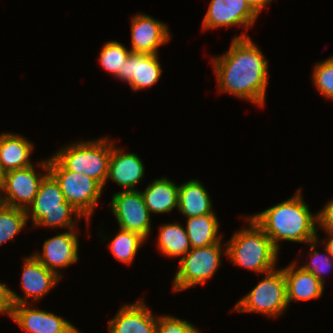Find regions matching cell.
<instances>
[{"instance_id":"1","label":"cell","mask_w":333,"mask_h":333,"mask_svg":"<svg viewBox=\"0 0 333 333\" xmlns=\"http://www.w3.org/2000/svg\"><path fill=\"white\" fill-rule=\"evenodd\" d=\"M252 39L234 36L227 52L212 58L220 92L264 106L268 81V60Z\"/></svg>"},{"instance_id":"4","label":"cell","mask_w":333,"mask_h":333,"mask_svg":"<svg viewBox=\"0 0 333 333\" xmlns=\"http://www.w3.org/2000/svg\"><path fill=\"white\" fill-rule=\"evenodd\" d=\"M26 216L27 221L31 218L32 227L64 229H77L74 221L83 218L81 213L65 201L58 182L50 173L41 181L37 195L26 210Z\"/></svg>"},{"instance_id":"17","label":"cell","mask_w":333,"mask_h":333,"mask_svg":"<svg viewBox=\"0 0 333 333\" xmlns=\"http://www.w3.org/2000/svg\"><path fill=\"white\" fill-rule=\"evenodd\" d=\"M157 315L153 316L143 300L123 305L108 322L109 333H156Z\"/></svg>"},{"instance_id":"28","label":"cell","mask_w":333,"mask_h":333,"mask_svg":"<svg viewBox=\"0 0 333 333\" xmlns=\"http://www.w3.org/2000/svg\"><path fill=\"white\" fill-rule=\"evenodd\" d=\"M313 84L327 99H333V56L316 63L313 70Z\"/></svg>"},{"instance_id":"31","label":"cell","mask_w":333,"mask_h":333,"mask_svg":"<svg viewBox=\"0 0 333 333\" xmlns=\"http://www.w3.org/2000/svg\"><path fill=\"white\" fill-rule=\"evenodd\" d=\"M317 219L318 228L322 227L326 233H333V199L317 213Z\"/></svg>"},{"instance_id":"11","label":"cell","mask_w":333,"mask_h":333,"mask_svg":"<svg viewBox=\"0 0 333 333\" xmlns=\"http://www.w3.org/2000/svg\"><path fill=\"white\" fill-rule=\"evenodd\" d=\"M259 12L246 0H211L204 16L203 30L219 27L253 26Z\"/></svg>"},{"instance_id":"21","label":"cell","mask_w":333,"mask_h":333,"mask_svg":"<svg viewBox=\"0 0 333 333\" xmlns=\"http://www.w3.org/2000/svg\"><path fill=\"white\" fill-rule=\"evenodd\" d=\"M141 193L150 214L169 213L178 208L179 186L166 177L155 179Z\"/></svg>"},{"instance_id":"16","label":"cell","mask_w":333,"mask_h":333,"mask_svg":"<svg viewBox=\"0 0 333 333\" xmlns=\"http://www.w3.org/2000/svg\"><path fill=\"white\" fill-rule=\"evenodd\" d=\"M158 54L130 52L126 62L115 76L128 82L133 91L152 87L161 77L162 68Z\"/></svg>"},{"instance_id":"35","label":"cell","mask_w":333,"mask_h":333,"mask_svg":"<svg viewBox=\"0 0 333 333\" xmlns=\"http://www.w3.org/2000/svg\"><path fill=\"white\" fill-rule=\"evenodd\" d=\"M3 177H4V173L0 167V185L2 184V181H3Z\"/></svg>"},{"instance_id":"10","label":"cell","mask_w":333,"mask_h":333,"mask_svg":"<svg viewBox=\"0 0 333 333\" xmlns=\"http://www.w3.org/2000/svg\"><path fill=\"white\" fill-rule=\"evenodd\" d=\"M111 210L120 229L140 234L146 240L151 232V215L141 190H123L113 194Z\"/></svg>"},{"instance_id":"23","label":"cell","mask_w":333,"mask_h":333,"mask_svg":"<svg viewBox=\"0 0 333 333\" xmlns=\"http://www.w3.org/2000/svg\"><path fill=\"white\" fill-rule=\"evenodd\" d=\"M185 230L191 248H200L217 244L222 236L219 232V222L216 214H204L187 218Z\"/></svg>"},{"instance_id":"34","label":"cell","mask_w":333,"mask_h":333,"mask_svg":"<svg viewBox=\"0 0 333 333\" xmlns=\"http://www.w3.org/2000/svg\"><path fill=\"white\" fill-rule=\"evenodd\" d=\"M249 2L259 13L267 5L263 0H246Z\"/></svg>"},{"instance_id":"25","label":"cell","mask_w":333,"mask_h":333,"mask_svg":"<svg viewBox=\"0 0 333 333\" xmlns=\"http://www.w3.org/2000/svg\"><path fill=\"white\" fill-rule=\"evenodd\" d=\"M146 239L140 234L120 229L109 244L113 256L126 264H131L138 249Z\"/></svg>"},{"instance_id":"13","label":"cell","mask_w":333,"mask_h":333,"mask_svg":"<svg viewBox=\"0 0 333 333\" xmlns=\"http://www.w3.org/2000/svg\"><path fill=\"white\" fill-rule=\"evenodd\" d=\"M77 229L60 233L44 241L42 252H36L33 256L39 260L47 269L58 272L59 268H67L79 259V240Z\"/></svg>"},{"instance_id":"5","label":"cell","mask_w":333,"mask_h":333,"mask_svg":"<svg viewBox=\"0 0 333 333\" xmlns=\"http://www.w3.org/2000/svg\"><path fill=\"white\" fill-rule=\"evenodd\" d=\"M113 143L106 137L96 141L75 142L61 148L53 156L68 171L83 173L98 181L104 187L107 183Z\"/></svg>"},{"instance_id":"36","label":"cell","mask_w":333,"mask_h":333,"mask_svg":"<svg viewBox=\"0 0 333 333\" xmlns=\"http://www.w3.org/2000/svg\"><path fill=\"white\" fill-rule=\"evenodd\" d=\"M266 4H270L271 2H273V0H263Z\"/></svg>"},{"instance_id":"14","label":"cell","mask_w":333,"mask_h":333,"mask_svg":"<svg viewBox=\"0 0 333 333\" xmlns=\"http://www.w3.org/2000/svg\"><path fill=\"white\" fill-rule=\"evenodd\" d=\"M29 304L15 305L12 319L28 333H80L63 317L52 312L31 308Z\"/></svg>"},{"instance_id":"6","label":"cell","mask_w":333,"mask_h":333,"mask_svg":"<svg viewBox=\"0 0 333 333\" xmlns=\"http://www.w3.org/2000/svg\"><path fill=\"white\" fill-rule=\"evenodd\" d=\"M49 173L58 182L65 201L90 221L103 186L93 178L68 171L53 155L48 159Z\"/></svg>"},{"instance_id":"30","label":"cell","mask_w":333,"mask_h":333,"mask_svg":"<svg viewBox=\"0 0 333 333\" xmlns=\"http://www.w3.org/2000/svg\"><path fill=\"white\" fill-rule=\"evenodd\" d=\"M156 333H200L190 322L175 316H157Z\"/></svg>"},{"instance_id":"15","label":"cell","mask_w":333,"mask_h":333,"mask_svg":"<svg viewBox=\"0 0 333 333\" xmlns=\"http://www.w3.org/2000/svg\"><path fill=\"white\" fill-rule=\"evenodd\" d=\"M168 25L155 18L137 13L131 17V51L158 54V48L170 40Z\"/></svg>"},{"instance_id":"27","label":"cell","mask_w":333,"mask_h":333,"mask_svg":"<svg viewBox=\"0 0 333 333\" xmlns=\"http://www.w3.org/2000/svg\"><path fill=\"white\" fill-rule=\"evenodd\" d=\"M131 50L117 41L104 44L99 54V62L109 73L116 76L130 55Z\"/></svg>"},{"instance_id":"12","label":"cell","mask_w":333,"mask_h":333,"mask_svg":"<svg viewBox=\"0 0 333 333\" xmlns=\"http://www.w3.org/2000/svg\"><path fill=\"white\" fill-rule=\"evenodd\" d=\"M23 262V271L21 277V287L24 292L25 298L17 295L12 290V296L15 305L29 304V297L31 301H39L59 282L61 277L55 272L47 269L39 260L33 255L25 257Z\"/></svg>"},{"instance_id":"22","label":"cell","mask_w":333,"mask_h":333,"mask_svg":"<svg viewBox=\"0 0 333 333\" xmlns=\"http://www.w3.org/2000/svg\"><path fill=\"white\" fill-rule=\"evenodd\" d=\"M178 211L184 218L214 213L212 201L199 180L192 179L179 186Z\"/></svg>"},{"instance_id":"20","label":"cell","mask_w":333,"mask_h":333,"mask_svg":"<svg viewBox=\"0 0 333 333\" xmlns=\"http://www.w3.org/2000/svg\"><path fill=\"white\" fill-rule=\"evenodd\" d=\"M33 144L25 137L14 133L0 134V167L3 173L27 168L33 163L29 160Z\"/></svg>"},{"instance_id":"32","label":"cell","mask_w":333,"mask_h":333,"mask_svg":"<svg viewBox=\"0 0 333 333\" xmlns=\"http://www.w3.org/2000/svg\"><path fill=\"white\" fill-rule=\"evenodd\" d=\"M14 308L15 303L12 296V289L0 282V313L9 315L11 318Z\"/></svg>"},{"instance_id":"24","label":"cell","mask_w":333,"mask_h":333,"mask_svg":"<svg viewBox=\"0 0 333 333\" xmlns=\"http://www.w3.org/2000/svg\"><path fill=\"white\" fill-rule=\"evenodd\" d=\"M157 249L168 257H183L190 249L187 232L180 223H167L159 228Z\"/></svg>"},{"instance_id":"2","label":"cell","mask_w":333,"mask_h":333,"mask_svg":"<svg viewBox=\"0 0 333 333\" xmlns=\"http://www.w3.org/2000/svg\"><path fill=\"white\" fill-rule=\"evenodd\" d=\"M301 195L300 188L288 200L250 216L278 251L279 241L308 244L317 238V213H311Z\"/></svg>"},{"instance_id":"26","label":"cell","mask_w":333,"mask_h":333,"mask_svg":"<svg viewBox=\"0 0 333 333\" xmlns=\"http://www.w3.org/2000/svg\"><path fill=\"white\" fill-rule=\"evenodd\" d=\"M27 222L26 210L0 203V246L12 241Z\"/></svg>"},{"instance_id":"3","label":"cell","mask_w":333,"mask_h":333,"mask_svg":"<svg viewBox=\"0 0 333 333\" xmlns=\"http://www.w3.org/2000/svg\"><path fill=\"white\" fill-rule=\"evenodd\" d=\"M248 226L233 234L225 243L227 257L235 265L259 273H268L275 269L278 251L272 240L249 216Z\"/></svg>"},{"instance_id":"33","label":"cell","mask_w":333,"mask_h":333,"mask_svg":"<svg viewBox=\"0 0 333 333\" xmlns=\"http://www.w3.org/2000/svg\"><path fill=\"white\" fill-rule=\"evenodd\" d=\"M328 234V240H323L324 247L326 248L327 252L333 257V233H327Z\"/></svg>"},{"instance_id":"29","label":"cell","mask_w":333,"mask_h":333,"mask_svg":"<svg viewBox=\"0 0 333 333\" xmlns=\"http://www.w3.org/2000/svg\"><path fill=\"white\" fill-rule=\"evenodd\" d=\"M318 235L317 238L310 241L308 243L310 245V252L308 253L311 256L310 263L304 264L301 268L304 271L312 273L321 283L324 284L325 280L322 275L325 274L327 269H332L333 267V257L327 252L325 248V254H321L320 252L316 251V246L318 244ZM329 271V270H328Z\"/></svg>"},{"instance_id":"19","label":"cell","mask_w":333,"mask_h":333,"mask_svg":"<svg viewBox=\"0 0 333 333\" xmlns=\"http://www.w3.org/2000/svg\"><path fill=\"white\" fill-rule=\"evenodd\" d=\"M296 261L283 268L287 285L288 305L292 300L308 301L317 299L324 292V284L312 273L298 267Z\"/></svg>"},{"instance_id":"7","label":"cell","mask_w":333,"mask_h":333,"mask_svg":"<svg viewBox=\"0 0 333 333\" xmlns=\"http://www.w3.org/2000/svg\"><path fill=\"white\" fill-rule=\"evenodd\" d=\"M263 280L234 307L238 312H254L277 317L288 307L287 285L283 269H274L264 274Z\"/></svg>"},{"instance_id":"18","label":"cell","mask_w":333,"mask_h":333,"mask_svg":"<svg viewBox=\"0 0 333 333\" xmlns=\"http://www.w3.org/2000/svg\"><path fill=\"white\" fill-rule=\"evenodd\" d=\"M144 173L145 166L138 155L123 152L113 144L107 180H114L127 191L137 190L134 187L142 180Z\"/></svg>"},{"instance_id":"9","label":"cell","mask_w":333,"mask_h":333,"mask_svg":"<svg viewBox=\"0 0 333 333\" xmlns=\"http://www.w3.org/2000/svg\"><path fill=\"white\" fill-rule=\"evenodd\" d=\"M38 164L45 169L46 174H37L34 165L4 173L0 185L1 204L27 210L37 195L41 181L49 173L48 159L40 161Z\"/></svg>"},{"instance_id":"8","label":"cell","mask_w":333,"mask_h":333,"mask_svg":"<svg viewBox=\"0 0 333 333\" xmlns=\"http://www.w3.org/2000/svg\"><path fill=\"white\" fill-rule=\"evenodd\" d=\"M223 253L227 254V247L222 249L221 241L206 247L191 248L179 261L173 290L177 292L204 284L221 265Z\"/></svg>"}]
</instances>
